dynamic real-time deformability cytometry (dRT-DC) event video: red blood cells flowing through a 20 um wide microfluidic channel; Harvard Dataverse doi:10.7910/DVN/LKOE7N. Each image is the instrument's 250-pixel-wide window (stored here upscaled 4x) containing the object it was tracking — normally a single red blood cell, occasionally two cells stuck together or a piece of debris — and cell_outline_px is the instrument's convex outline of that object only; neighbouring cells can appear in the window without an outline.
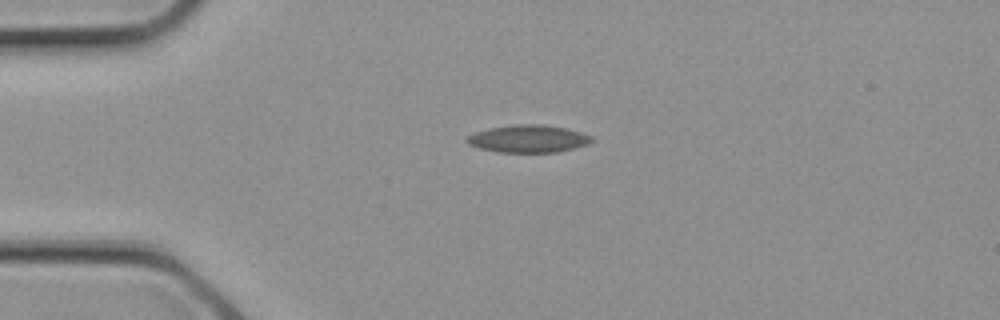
{"species": "common noctule bat (a hibernating species)", "species_latin": "Nyctalus noctula", "temperature_condition": "cold", "stored_images_in_passage": 1, "camera_frame_rate_fps": 3000, "um_per_image_px": 0.085, "animal": {"sex": "female", "body_mass_g": 21.9}, "frame": {"image": 1, "passage_image": 1, "time_ms": 0.0, "image_size_px": [1000, 320], "cell_outline_px": [[596, 140], [588, 144], [556, 152], [496, 152], [480, 148], [468, 144], [464, 140], [464, 136], [488, 128], [516, 124], [544, 124], [568, 128], [592, 136]], "centroid_in_image_um": [44.89, 11.78], "position_along_channel_um": 40.1, "area_um2": 20.23}}